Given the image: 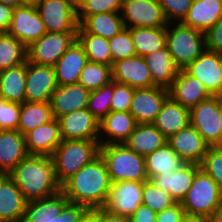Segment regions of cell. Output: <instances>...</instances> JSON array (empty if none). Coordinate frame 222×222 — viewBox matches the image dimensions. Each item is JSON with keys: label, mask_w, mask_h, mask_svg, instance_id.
Returning <instances> with one entry per match:
<instances>
[{"label": "cell", "mask_w": 222, "mask_h": 222, "mask_svg": "<svg viewBox=\"0 0 222 222\" xmlns=\"http://www.w3.org/2000/svg\"><path fill=\"white\" fill-rule=\"evenodd\" d=\"M112 182L104 159L99 154L61 185V192L70 203L89 209L104 207Z\"/></svg>", "instance_id": "cell-1"}, {"label": "cell", "mask_w": 222, "mask_h": 222, "mask_svg": "<svg viewBox=\"0 0 222 222\" xmlns=\"http://www.w3.org/2000/svg\"><path fill=\"white\" fill-rule=\"evenodd\" d=\"M7 175L27 201L48 198L61 191L50 156L28 155Z\"/></svg>", "instance_id": "cell-2"}, {"label": "cell", "mask_w": 222, "mask_h": 222, "mask_svg": "<svg viewBox=\"0 0 222 222\" xmlns=\"http://www.w3.org/2000/svg\"><path fill=\"white\" fill-rule=\"evenodd\" d=\"M99 140H62L51 154L57 182L62 185L99 155Z\"/></svg>", "instance_id": "cell-3"}, {"label": "cell", "mask_w": 222, "mask_h": 222, "mask_svg": "<svg viewBox=\"0 0 222 222\" xmlns=\"http://www.w3.org/2000/svg\"><path fill=\"white\" fill-rule=\"evenodd\" d=\"M99 154L104 159L112 183L149 180L145 157L136 154L124 143L100 145Z\"/></svg>", "instance_id": "cell-4"}, {"label": "cell", "mask_w": 222, "mask_h": 222, "mask_svg": "<svg viewBox=\"0 0 222 222\" xmlns=\"http://www.w3.org/2000/svg\"><path fill=\"white\" fill-rule=\"evenodd\" d=\"M166 45L174 63L181 70L205 50V33L182 23H168Z\"/></svg>", "instance_id": "cell-5"}, {"label": "cell", "mask_w": 222, "mask_h": 222, "mask_svg": "<svg viewBox=\"0 0 222 222\" xmlns=\"http://www.w3.org/2000/svg\"><path fill=\"white\" fill-rule=\"evenodd\" d=\"M221 201L222 189L202 168H199L181 205L185 213L211 218Z\"/></svg>", "instance_id": "cell-6"}, {"label": "cell", "mask_w": 222, "mask_h": 222, "mask_svg": "<svg viewBox=\"0 0 222 222\" xmlns=\"http://www.w3.org/2000/svg\"><path fill=\"white\" fill-rule=\"evenodd\" d=\"M36 8L47 32L77 33V5L72 0H40Z\"/></svg>", "instance_id": "cell-7"}, {"label": "cell", "mask_w": 222, "mask_h": 222, "mask_svg": "<svg viewBox=\"0 0 222 222\" xmlns=\"http://www.w3.org/2000/svg\"><path fill=\"white\" fill-rule=\"evenodd\" d=\"M76 39L77 33L46 32L27 47V61L54 66Z\"/></svg>", "instance_id": "cell-8"}, {"label": "cell", "mask_w": 222, "mask_h": 222, "mask_svg": "<svg viewBox=\"0 0 222 222\" xmlns=\"http://www.w3.org/2000/svg\"><path fill=\"white\" fill-rule=\"evenodd\" d=\"M120 13L125 28H167L168 26L158 0H123Z\"/></svg>", "instance_id": "cell-9"}, {"label": "cell", "mask_w": 222, "mask_h": 222, "mask_svg": "<svg viewBox=\"0 0 222 222\" xmlns=\"http://www.w3.org/2000/svg\"><path fill=\"white\" fill-rule=\"evenodd\" d=\"M190 124L209 146L219 147V96H211L190 109Z\"/></svg>", "instance_id": "cell-10"}, {"label": "cell", "mask_w": 222, "mask_h": 222, "mask_svg": "<svg viewBox=\"0 0 222 222\" xmlns=\"http://www.w3.org/2000/svg\"><path fill=\"white\" fill-rule=\"evenodd\" d=\"M143 182L118 181L112 183L103 208L108 212L129 218L142 204Z\"/></svg>", "instance_id": "cell-11"}, {"label": "cell", "mask_w": 222, "mask_h": 222, "mask_svg": "<svg viewBox=\"0 0 222 222\" xmlns=\"http://www.w3.org/2000/svg\"><path fill=\"white\" fill-rule=\"evenodd\" d=\"M58 86L53 66L26 61V102H50Z\"/></svg>", "instance_id": "cell-12"}, {"label": "cell", "mask_w": 222, "mask_h": 222, "mask_svg": "<svg viewBox=\"0 0 222 222\" xmlns=\"http://www.w3.org/2000/svg\"><path fill=\"white\" fill-rule=\"evenodd\" d=\"M46 32L47 30L36 7L19 6L14 8L8 34L28 47Z\"/></svg>", "instance_id": "cell-13"}, {"label": "cell", "mask_w": 222, "mask_h": 222, "mask_svg": "<svg viewBox=\"0 0 222 222\" xmlns=\"http://www.w3.org/2000/svg\"><path fill=\"white\" fill-rule=\"evenodd\" d=\"M184 70L199 79L213 96L222 95V68L220 53L205 50Z\"/></svg>", "instance_id": "cell-14"}, {"label": "cell", "mask_w": 222, "mask_h": 222, "mask_svg": "<svg viewBox=\"0 0 222 222\" xmlns=\"http://www.w3.org/2000/svg\"><path fill=\"white\" fill-rule=\"evenodd\" d=\"M168 96V89L163 87L135 89L129 112L137 124L153 123Z\"/></svg>", "instance_id": "cell-15"}, {"label": "cell", "mask_w": 222, "mask_h": 222, "mask_svg": "<svg viewBox=\"0 0 222 222\" xmlns=\"http://www.w3.org/2000/svg\"><path fill=\"white\" fill-rule=\"evenodd\" d=\"M62 140H98L99 121L86 108L61 116L59 119Z\"/></svg>", "instance_id": "cell-16"}, {"label": "cell", "mask_w": 222, "mask_h": 222, "mask_svg": "<svg viewBox=\"0 0 222 222\" xmlns=\"http://www.w3.org/2000/svg\"><path fill=\"white\" fill-rule=\"evenodd\" d=\"M167 144L186 163L200 165L209 145L201 134L189 124L167 139Z\"/></svg>", "instance_id": "cell-17"}, {"label": "cell", "mask_w": 222, "mask_h": 222, "mask_svg": "<svg viewBox=\"0 0 222 222\" xmlns=\"http://www.w3.org/2000/svg\"><path fill=\"white\" fill-rule=\"evenodd\" d=\"M112 81L135 89L153 87L152 76L144 57L133 56L112 65Z\"/></svg>", "instance_id": "cell-18"}, {"label": "cell", "mask_w": 222, "mask_h": 222, "mask_svg": "<svg viewBox=\"0 0 222 222\" xmlns=\"http://www.w3.org/2000/svg\"><path fill=\"white\" fill-rule=\"evenodd\" d=\"M137 125L129 111H111L99 123V144H123Z\"/></svg>", "instance_id": "cell-19"}, {"label": "cell", "mask_w": 222, "mask_h": 222, "mask_svg": "<svg viewBox=\"0 0 222 222\" xmlns=\"http://www.w3.org/2000/svg\"><path fill=\"white\" fill-rule=\"evenodd\" d=\"M90 93V90L79 83L58 85L50 100L53 117L59 119L73 111L86 109Z\"/></svg>", "instance_id": "cell-20"}, {"label": "cell", "mask_w": 222, "mask_h": 222, "mask_svg": "<svg viewBox=\"0 0 222 222\" xmlns=\"http://www.w3.org/2000/svg\"><path fill=\"white\" fill-rule=\"evenodd\" d=\"M168 91L173 100L188 109L213 96L199 79L191 76L184 69L179 70Z\"/></svg>", "instance_id": "cell-21"}, {"label": "cell", "mask_w": 222, "mask_h": 222, "mask_svg": "<svg viewBox=\"0 0 222 222\" xmlns=\"http://www.w3.org/2000/svg\"><path fill=\"white\" fill-rule=\"evenodd\" d=\"M29 155L51 156L61 144L60 122L54 118L24 134Z\"/></svg>", "instance_id": "cell-22"}, {"label": "cell", "mask_w": 222, "mask_h": 222, "mask_svg": "<svg viewBox=\"0 0 222 222\" xmlns=\"http://www.w3.org/2000/svg\"><path fill=\"white\" fill-rule=\"evenodd\" d=\"M199 168L198 164L186 163L173 173H161L150 180L158 188L169 193L176 202L181 203L192 186L195 173Z\"/></svg>", "instance_id": "cell-23"}, {"label": "cell", "mask_w": 222, "mask_h": 222, "mask_svg": "<svg viewBox=\"0 0 222 222\" xmlns=\"http://www.w3.org/2000/svg\"><path fill=\"white\" fill-rule=\"evenodd\" d=\"M27 202L15 182L0 174V221L22 222Z\"/></svg>", "instance_id": "cell-24"}, {"label": "cell", "mask_w": 222, "mask_h": 222, "mask_svg": "<svg viewBox=\"0 0 222 222\" xmlns=\"http://www.w3.org/2000/svg\"><path fill=\"white\" fill-rule=\"evenodd\" d=\"M88 62L83 46L76 39L53 66L59 86L76 84Z\"/></svg>", "instance_id": "cell-25"}, {"label": "cell", "mask_w": 222, "mask_h": 222, "mask_svg": "<svg viewBox=\"0 0 222 222\" xmlns=\"http://www.w3.org/2000/svg\"><path fill=\"white\" fill-rule=\"evenodd\" d=\"M28 155L23 134L0 130V174H9Z\"/></svg>", "instance_id": "cell-26"}, {"label": "cell", "mask_w": 222, "mask_h": 222, "mask_svg": "<svg viewBox=\"0 0 222 222\" xmlns=\"http://www.w3.org/2000/svg\"><path fill=\"white\" fill-rule=\"evenodd\" d=\"M190 124V109L170 96L161 106L153 125L168 139Z\"/></svg>", "instance_id": "cell-27"}, {"label": "cell", "mask_w": 222, "mask_h": 222, "mask_svg": "<svg viewBox=\"0 0 222 222\" xmlns=\"http://www.w3.org/2000/svg\"><path fill=\"white\" fill-rule=\"evenodd\" d=\"M144 59L150 70L153 86L169 89L180 69L174 63L167 45L144 56Z\"/></svg>", "instance_id": "cell-28"}, {"label": "cell", "mask_w": 222, "mask_h": 222, "mask_svg": "<svg viewBox=\"0 0 222 222\" xmlns=\"http://www.w3.org/2000/svg\"><path fill=\"white\" fill-rule=\"evenodd\" d=\"M221 17L222 0H193L181 23L205 33Z\"/></svg>", "instance_id": "cell-29"}, {"label": "cell", "mask_w": 222, "mask_h": 222, "mask_svg": "<svg viewBox=\"0 0 222 222\" xmlns=\"http://www.w3.org/2000/svg\"><path fill=\"white\" fill-rule=\"evenodd\" d=\"M167 143V138L153 123L137 124L124 144L136 154L146 157Z\"/></svg>", "instance_id": "cell-30"}, {"label": "cell", "mask_w": 222, "mask_h": 222, "mask_svg": "<svg viewBox=\"0 0 222 222\" xmlns=\"http://www.w3.org/2000/svg\"><path fill=\"white\" fill-rule=\"evenodd\" d=\"M68 203L69 199L61 191L48 198L28 201L22 222H49Z\"/></svg>", "instance_id": "cell-31"}, {"label": "cell", "mask_w": 222, "mask_h": 222, "mask_svg": "<svg viewBox=\"0 0 222 222\" xmlns=\"http://www.w3.org/2000/svg\"><path fill=\"white\" fill-rule=\"evenodd\" d=\"M79 26L86 32L111 39L125 29L121 13L106 12L87 16Z\"/></svg>", "instance_id": "cell-32"}, {"label": "cell", "mask_w": 222, "mask_h": 222, "mask_svg": "<svg viewBox=\"0 0 222 222\" xmlns=\"http://www.w3.org/2000/svg\"><path fill=\"white\" fill-rule=\"evenodd\" d=\"M26 62L0 71V96L10 102H25Z\"/></svg>", "instance_id": "cell-33"}, {"label": "cell", "mask_w": 222, "mask_h": 222, "mask_svg": "<svg viewBox=\"0 0 222 222\" xmlns=\"http://www.w3.org/2000/svg\"><path fill=\"white\" fill-rule=\"evenodd\" d=\"M149 180L161 173H173L186 164L166 143L145 157Z\"/></svg>", "instance_id": "cell-34"}, {"label": "cell", "mask_w": 222, "mask_h": 222, "mask_svg": "<svg viewBox=\"0 0 222 222\" xmlns=\"http://www.w3.org/2000/svg\"><path fill=\"white\" fill-rule=\"evenodd\" d=\"M136 55L144 57L166 46V28H128Z\"/></svg>", "instance_id": "cell-35"}, {"label": "cell", "mask_w": 222, "mask_h": 222, "mask_svg": "<svg viewBox=\"0 0 222 222\" xmlns=\"http://www.w3.org/2000/svg\"><path fill=\"white\" fill-rule=\"evenodd\" d=\"M50 102H24L21 103L19 124L17 130L21 134L37 128L53 120Z\"/></svg>", "instance_id": "cell-36"}, {"label": "cell", "mask_w": 222, "mask_h": 222, "mask_svg": "<svg viewBox=\"0 0 222 222\" xmlns=\"http://www.w3.org/2000/svg\"><path fill=\"white\" fill-rule=\"evenodd\" d=\"M77 40L83 46L88 61L107 66L113 65L108 39L86 33L79 26L77 30Z\"/></svg>", "instance_id": "cell-37"}, {"label": "cell", "mask_w": 222, "mask_h": 222, "mask_svg": "<svg viewBox=\"0 0 222 222\" xmlns=\"http://www.w3.org/2000/svg\"><path fill=\"white\" fill-rule=\"evenodd\" d=\"M27 61V47L8 33H0V71Z\"/></svg>", "instance_id": "cell-38"}, {"label": "cell", "mask_w": 222, "mask_h": 222, "mask_svg": "<svg viewBox=\"0 0 222 222\" xmlns=\"http://www.w3.org/2000/svg\"><path fill=\"white\" fill-rule=\"evenodd\" d=\"M112 81V66L88 61L81 71L78 83L86 89L97 90Z\"/></svg>", "instance_id": "cell-39"}, {"label": "cell", "mask_w": 222, "mask_h": 222, "mask_svg": "<svg viewBox=\"0 0 222 222\" xmlns=\"http://www.w3.org/2000/svg\"><path fill=\"white\" fill-rule=\"evenodd\" d=\"M113 81L90 93L87 109L100 122L111 112Z\"/></svg>", "instance_id": "cell-40"}, {"label": "cell", "mask_w": 222, "mask_h": 222, "mask_svg": "<svg viewBox=\"0 0 222 222\" xmlns=\"http://www.w3.org/2000/svg\"><path fill=\"white\" fill-rule=\"evenodd\" d=\"M171 195L158 188L151 180L143 182L142 204L159 213L174 205Z\"/></svg>", "instance_id": "cell-41"}, {"label": "cell", "mask_w": 222, "mask_h": 222, "mask_svg": "<svg viewBox=\"0 0 222 222\" xmlns=\"http://www.w3.org/2000/svg\"><path fill=\"white\" fill-rule=\"evenodd\" d=\"M123 0H83L77 5L80 24L87 16L106 12H121Z\"/></svg>", "instance_id": "cell-42"}, {"label": "cell", "mask_w": 222, "mask_h": 222, "mask_svg": "<svg viewBox=\"0 0 222 222\" xmlns=\"http://www.w3.org/2000/svg\"><path fill=\"white\" fill-rule=\"evenodd\" d=\"M113 63L136 56L135 47L128 28L108 40Z\"/></svg>", "instance_id": "cell-43"}, {"label": "cell", "mask_w": 222, "mask_h": 222, "mask_svg": "<svg viewBox=\"0 0 222 222\" xmlns=\"http://www.w3.org/2000/svg\"><path fill=\"white\" fill-rule=\"evenodd\" d=\"M200 168L222 189V147L209 146Z\"/></svg>", "instance_id": "cell-44"}, {"label": "cell", "mask_w": 222, "mask_h": 222, "mask_svg": "<svg viewBox=\"0 0 222 222\" xmlns=\"http://www.w3.org/2000/svg\"><path fill=\"white\" fill-rule=\"evenodd\" d=\"M21 103L6 101L0 96V130H17Z\"/></svg>", "instance_id": "cell-45"}, {"label": "cell", "mask_w": 222, "mask_h": 222, "mask_svg": "<svg viewBox=\"0 0 222 222\" xmlns=\"http://www.w3.org/2000/svg\"><path fill=\"white\" fill-rule=\"evenodd\" d=\"M168 23H181L193 0H158Z\"/></svg>", "instance_id": "cell-46"}, {"label": "cell", "mask_w": 222, "mask_h": 222, "mask_svg": "<svg viewBox=\"0 0 222 222\" xmlns=\"http://www.w3.org/2000/svg\"><path fill=\"white\" fill-rule=\"evenodd\" d=\"M135 88L113 81L111 111H130Z\"/></svg>", "instance_id": "cell-47"}, {"label": "cell", "mask_w": 222, "mask_h": 222, "mask_svg": "<svg viewBox=\"0 0 222 222\" xmlns=\"http://www.w3.org/2000/svg\"><path fill=\"white\" fill-rule=\"evenodd\" d=\"M90 209L81 204L68 203L60 215L49 222H78Z\"/></svg>", "instance_id": "cell-48"}, {"label": "cell", "mask_w": 222, "mask_h": 222, "mask_svg": "<svg viewBox=\"0 0 222 222\" xmlns=\"http://www.w3.org/2000/svg\"><path fill=\"white\" fill-rule=\"evenodd\" d=\"M205 48L222 52V17L205 32Z\"/></svg>", "instance_id": "cell-49"}, {"label": "cell", "mask_w": 222, "mask_h": 222, "mask_svg": "<svg viewBox=\"0 0 222 222\" xmlns=\"http://www.w3.org/2000/svg\"><path fill=\"white\" fill-rule=\"evenodd\" d=\"M184 213L181 203L176 202L171 207L157 213L156 222H178Z\"/></svg>", "instance_id": "cell-50"}, {"label": "cell", "mask_w": 222, "mask_h": 222, "mask_svg": "<svg viewBox=\"0 0 222 222\" xmlns=\"http://www.w3.org/2000/svg\"><path fill=\"white\" fill-rule=\"evenodd\" d=\"M157 213L141 204L128 218L129 222H156Z\"/></svg>", "instance_id": "cell-51"}, {"label": "cell", "mask_w": 222, "mask_h": 222, "mask_svg": "<svg viewBox=\"0 0 222 222\" xmlns=\"http://www.w3.org/2000/svg\"><path fill=\"white\" fill-rule=\"evenodd\" d=\"M95 222H129L127 217L108 212L105 208H95Z\"/></svg>", "instance_id": "cell-52"}, {"label": "cell", "mask_w": 222, "mask_h": 222, "mask_svg": "<svg viewBox=\"0 0 222 222\" xmlns=\"http://www.w3.org/2000/svg\"><path fill=\"white\" fill-rule=\"evenodd\" d=\"M14 8L0 2V33H7L11 24Z\"/></svg>", "instance_id": "cell-53"}, {"label": "cell", "mask_w": 222, "mask_h": 222, "mask_svg": "<svg viewBox=\"0 0 222 222\" xmlns=\"http://www.w3.org/2000/svg\"><path fill=\"white\" fill-rule=\"evenodd\" d=\"M178 222H211V218L203 215L184 213Z\"/></svg>", "instance_id": "cell-54"}, {"label": "cell", "mask_w": 222, "mask_h": 222, "mask_svg": "<svg viewBox=\"0 0 222 222\" xmlns=\"http://www.w3.org/2000/svg\"><path fill=\"white\" fill-rule=\"evenodd\" d=\"M211 222H222V201L218 208L214 211L211 217Z\"/></svg>", "instance_id": "cell-55"}, {"label": "cell", "mask_w": 222, "mask_h": 222, "mask_svg": "<svg viewBox=\"0 0 222 222\" xmlns=\"http://www.w3.org/2000/svg\"><path fill=\"white\" fill-rule=\"evenodd\" d=\"M78 222H95V208L90 209Z\"/></svg>", "instance_id": "cell-56"}, {"label": "cell", "mask_w": 222, "mask_h": 222, "mask_svg": "<svg viewBox=\"0 0 222 222\" xmlns=\"http://www.w3.org/2000/svg\"><path fill=\"white\" fill-rule=\"evenodd\" d=\"M219 118H220L219 147H222V95L219 96Z\"/></svg>", "instance_id": "cell-57"}, {"label": "cell", "mask_w": 222, "mask_h": 222, "mask_svg": "<svg viewBox=\"0 0 222 222\" xmlns=\"http://www.w3.org/2000/svg\"><path fill=\"white\" fill-rule=\"evenodd\" d=\"M40 0H20V6H34L38 5Z\"/></svg>", "instance_id": "cell-58"}, {"label": "cell", "mask_w": 222, "mask_h": 222, "mask_svg": "<svg viewBox=\"0 0 222 222\" xmlns=\"http://www.w3.org/2000/svg\"><path fill=\"white\" fill-rule=\"evenodd\" d=\"M0 2L13 8L20 6V0H0Z\"/></svg>", "instance_id": "cell-59"}, {"label": "cell", "mask_w": 222, "mask_h": 222, "mask_svg": "<svg viewBox=\"0 0 222 222\" xmlns=\"http://www.w3.org/2000/svg\"><path fill=\"white\" fill-rule=\"evenodd\" d=\"M76 5H78L83 0H72Z\"/></svg>", "instance_id": "cell-60"}, {"label": "cell", "mask_w": 222, "mask_h": 222, "mask_svg": "<svg viewBox=\"0 0 222 222\" xmlns=\"http://www.w3.org/2000/svg\"><path fill=\"white\" fill-rule=\"evenodd\" d=\"M220 64H221V68H222V52H220Z\"/></svg>", "instance_id": "cell-61"}]
</instances>
